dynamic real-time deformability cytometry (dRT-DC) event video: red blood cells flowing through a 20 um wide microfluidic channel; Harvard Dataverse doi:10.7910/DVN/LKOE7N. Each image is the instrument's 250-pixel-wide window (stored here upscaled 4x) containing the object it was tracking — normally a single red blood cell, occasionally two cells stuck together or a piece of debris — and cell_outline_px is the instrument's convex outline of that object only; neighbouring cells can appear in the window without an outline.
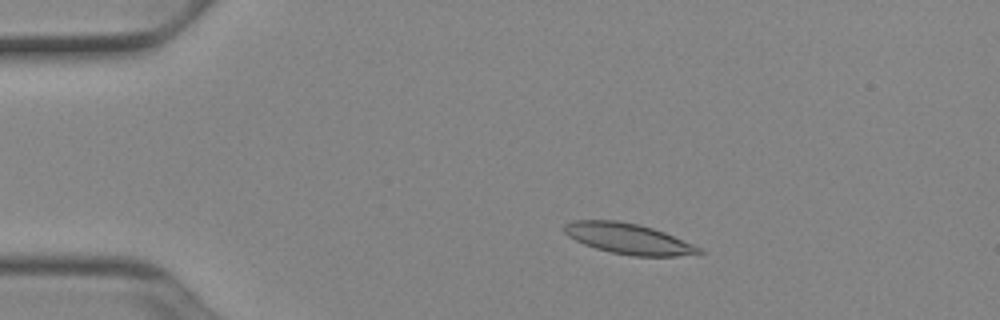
{"species": "Egyptian fruit bat (a non-hibernating species)", "species_latin": "Rousettus aegyptiacus", "temperature_condition": "cold", "stored_images_in_passage": 52, "camera_frame_rate_fps": 3000, "um_per_image_px": 0.085, "animal": {"sex": "female"}, "frame": {"image": 1, "passage_image": 10, "time_ms": 3.0, "image_size_px": [1000, 320], "cell_outline_px": [[704, 252], [676, 256], [632, 256], [612, 252], [596, 248], [584, 244], [568, 236], [564, 232], [564, 224], [572, 220], [616, 220], [640, 224], [664, 232], [692, 244], [700, 248]], "centroid_in_image_um": [53.37, 20.27], "position_along_channel_um": 31.6, "area_um2": 23.81}}
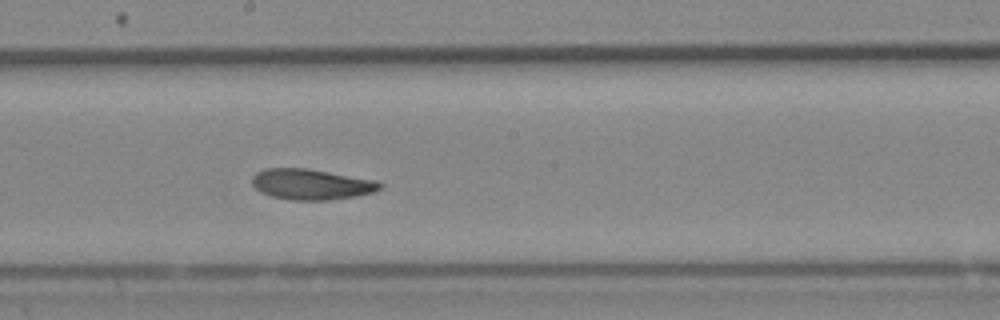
{"frame": {"image": 2, "passage_image": 29, "time_ms": 9.333, "image_size_px": [1000, 320], "cell_outline_px": [[384, 184], [380, 188], [372, 192], [356, 196], [328, 200], [292, 200], [272, 196], [260, 192], [252, 184], [252, 176], [256, 172], [264, 168], [308, 168], [376, 180]], "centroid_in_image_um": [26.44, 15.65], "position_along_channel_um": 221.8, "area_um2": 22.89}}
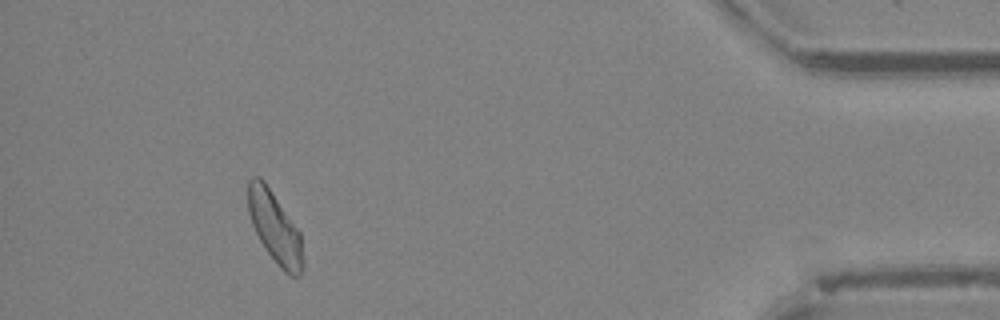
{"frame": {"image": 3, "passage_image": 48, "time_ms": 15.667, "image_size_px": [1000, 320], "cell_outline_px": [[304, 268], [300, 276], [288, 276], [280, 268], [268, 252], [260, 240], [252, 224], [248, 212], [248, 180], [252, 176], [260, 176], [264, 180], [300, 232], [304, 264]], "centroid_in_image_um": [23.37, 19.35], "position_along_channel_um": 411.8, "area_um2": 22.77}, "authors_computed_cell_mechanics": {"area_um2": 23.1489, "velocity_mm_per_s": 3.8886, "shape_relaxation_time_tau1_ms": 6.0578, "shape_relaxation_time_tau2_ms": 9.1119, "deformation_change_tau1": 0.1406, "deformation_change_tau2": 0.1808}}